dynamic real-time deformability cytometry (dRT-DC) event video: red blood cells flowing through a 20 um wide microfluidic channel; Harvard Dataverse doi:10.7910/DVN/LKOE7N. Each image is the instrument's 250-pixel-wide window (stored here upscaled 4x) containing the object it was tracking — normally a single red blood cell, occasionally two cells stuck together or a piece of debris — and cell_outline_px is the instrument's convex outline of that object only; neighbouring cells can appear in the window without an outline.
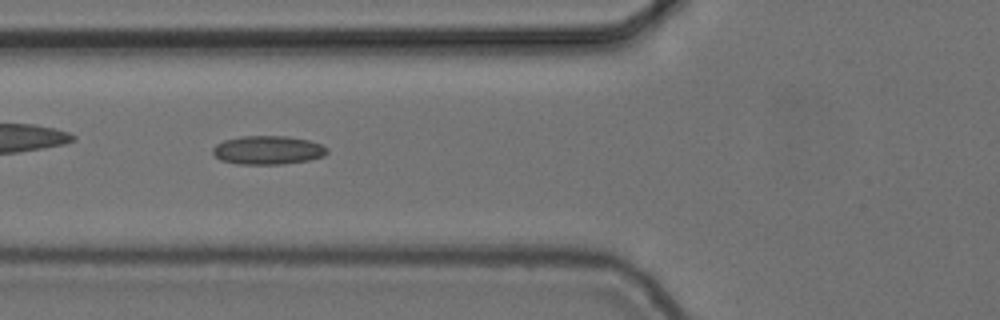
{"species": "common noctule bat (a hibernating species)", "species_latin": "Nyctalus noctula", "temperature_condition": "cold", "stored_images_in_passage": 54, "camera_frame_rate_fps": 3000, "um_per_image_px": 0.085, "animal": {"sex": "female", "body_mass_g": 24.6, "forearm_length_mm": 56.2}, "frame": {"image": 1, "passage_image": 20, "time_ms": 6.333, "image_size_px": [1000, 320], "cell_outline_px": [[328, 152], [324, 156], [308, 160], [280, 164], [240, 164], [220, 160], [212, 152], [212, 148], [216, 144], [224, 140], [240, 136], [288, 136], [308, 140], [320, 144], [328, 148]], "centroid_in_image_um": [22.76, 12.75], "position_along_channel_um": 103.0, "area_um2": 19.07}}
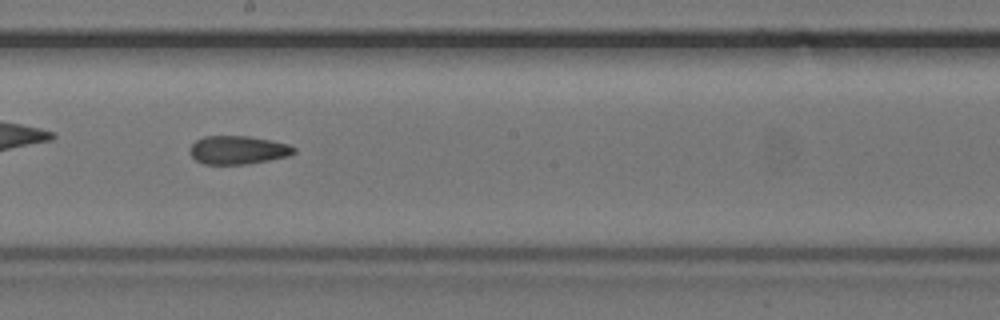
{"frame": {"image": 2, "passage_image": 30, "time_ms": 9.667, "image_size_px": [1000, 320], "cell_outline_px": [[296, 152], [288, 156], [248, 164], [204, 164], [196, 160], [188, 152], [192, 144], [196, 140], [204, 136], [248, 136], [272, 140], [288, 144], [296, 148]], "centroid_in_image_um": [20.22, 12.74], "position_along_channel_um": 228.0, "area_um2": 17.28}}
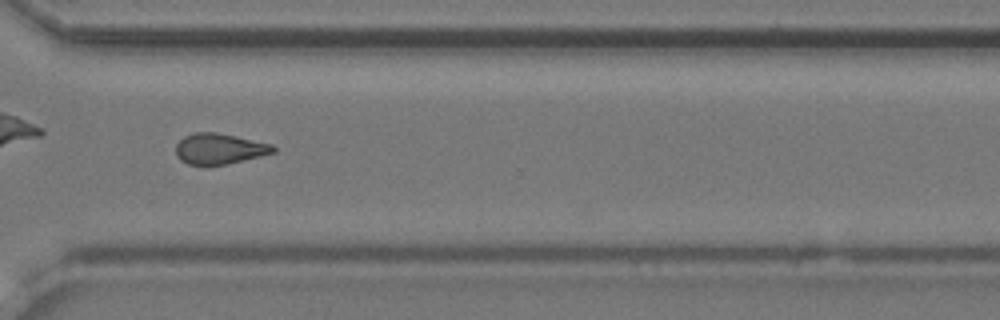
{"frame": {"image": 3, "passage_image": 40, "time_ms": 13.0, "image_size_px": [1000, 320], "cell_outline_px": [[276, 152], [228, 164], [208, 168], [188, 164], [180, 160], [176, 156], [176, 144], [184, 136], [196, 132], [216, 132], [236, 136], [272, 144], [276, 148]], "centroid_in_image_um": [18.62, 12.68], "position_along_channel_um": 352.0, "area_um2": 17.92}, "authors_computed_cell_mechanics": {"area_um2": 17.9758, "velocity_mm_per_s": 3.7285, "shape_relaxation_time_tau1_ms": null, "shape_relaxation_time_tau2_ms": 4.2554, "deformation_change_tau1": null, "deformation_change_tau2": 0.1222}}